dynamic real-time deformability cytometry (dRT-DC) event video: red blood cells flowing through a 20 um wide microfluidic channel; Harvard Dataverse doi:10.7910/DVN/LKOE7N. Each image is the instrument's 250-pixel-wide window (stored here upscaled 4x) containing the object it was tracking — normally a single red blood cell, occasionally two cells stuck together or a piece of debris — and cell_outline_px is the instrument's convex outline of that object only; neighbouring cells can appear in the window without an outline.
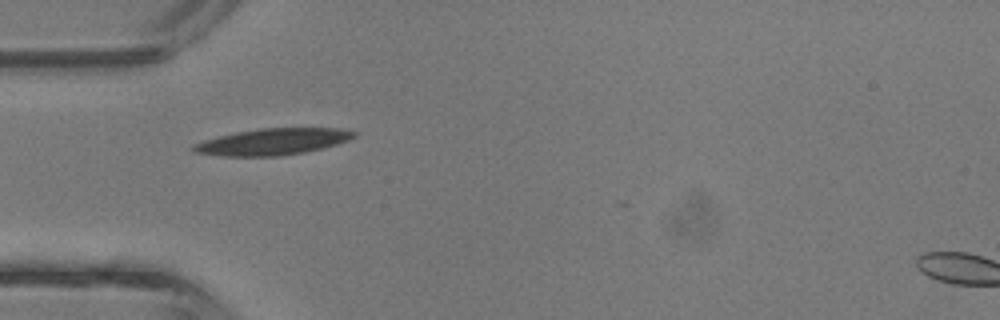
{"species": "common noctule bat (a hibernating species)", "species_latin": "Nyctalus noctula", "temperature_condition": "room temperature", "stored_images_in_passage": 3, "camera_frame_rate_fps": 3000, "um_per_image_px": 0.085, "animal": {"sex": "male", "body_mass_g": 13.3}, "frame": {"image": 1, "passage_image": 1, "time_ms": 0.0, "image_size_px": [1000, 320], "cell_outline_px": [[356, 136], [348, 140], [324, 148], [304, 152], [280, 156], [220, 156], [196, 152], [192, 148], [196, 144], [204, 140], [236, 132], [260, 128], [340, 128], [356, 132]], "centroid_in_image_um": [23.22, 12.04], "position_along_channel_um": 61.8, "area_um2": 24.57}}
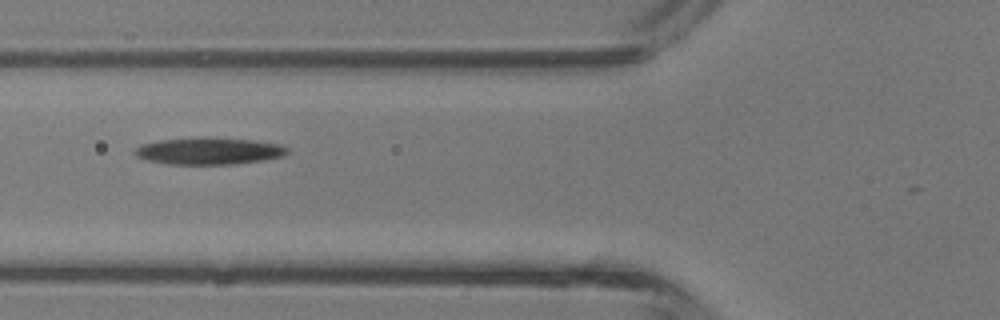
{"frame": {"image": 2, "passage_image": 2, "time_ms": 0.333, "image_size_px": [1000, 320], "cell_outline_px": [[288, 152], [284, 156], [264, 160], [232, 164], [168, 164], [148, 160], [136, 156], [132, 152], [140, 144], [160, 140], [208, 136], [252, 140], [280, 144], [288, 148]], "centroid_in_image_um": [17.76, 12.82], "position_along_channel_um": 108.0, "area_um2": 24.16}}
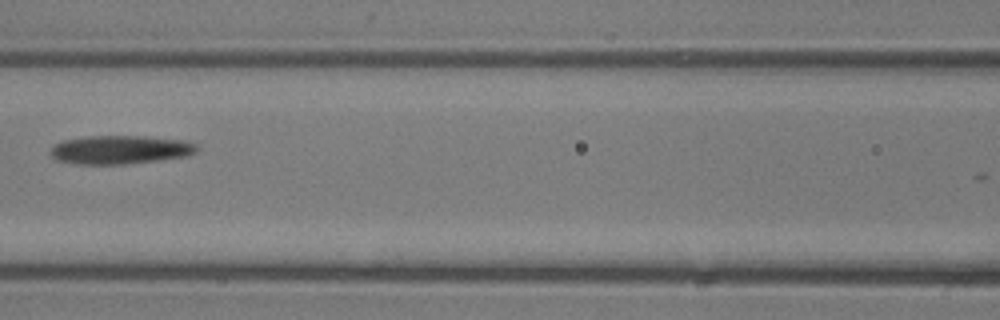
{"frame": {"image": 3, "passage_image": 3, "time_ms": 0.667, "image_size_px": [1000, 320], "cell_outline_px": [[200, 148], [196, 152], [188, 156], [160, 160], [124, 164], [76, 164], [56, 160], [48, 152], [60, 140], [88, 136], [144, 136], [184, 140], [196, 144]], "centroid_in_image_um": [10.22, 12.72], "position_along_channel_um": 156.4, "area_um2": 24.62}}